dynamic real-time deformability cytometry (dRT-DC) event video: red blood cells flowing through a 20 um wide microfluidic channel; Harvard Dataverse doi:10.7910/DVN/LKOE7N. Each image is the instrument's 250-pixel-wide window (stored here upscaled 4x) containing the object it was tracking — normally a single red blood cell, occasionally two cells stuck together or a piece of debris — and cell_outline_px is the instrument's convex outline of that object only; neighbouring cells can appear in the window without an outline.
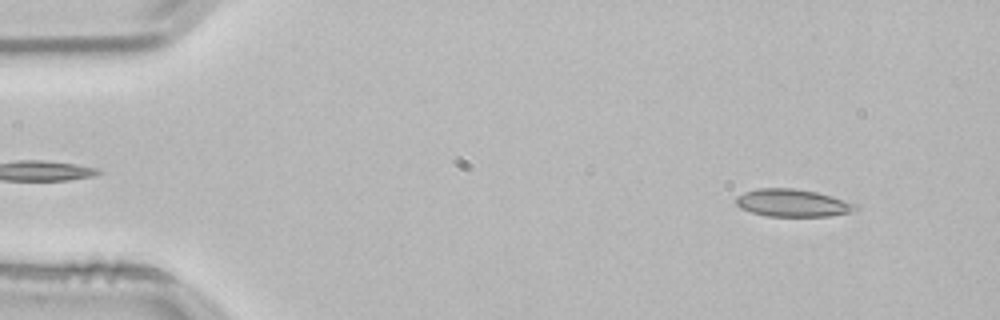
{"species": "common noctule bat (a hibernating species)", "species_latin": "Nyctalus noctula", "temperature_condition": "room temperature", "stored_images_in_passage": 52, "camera_frame_rate_fps": 3000, "um_per_image_px": 0.085, "animal": {"sex": "male", "body_mass_g": 21.5, "forearm_length_mm": 52.0}, "frame": {"image": 1, "passage_image": 4, "time_ms": 1.0, "image_size_px": [1000, 320], "cell_outline_px": [[860, 208], [848, 212], [828, 216], [768, 216], [752, 212], [740, 208], [736, 204], [736, 196], [744, 192], [756, 188], [792, 188], [816, 192], [856, 204]], "centroid_in_image_um": [67.31, 17.24], "position_along_channel_um": 17.7, "area_um2": 18.96}}
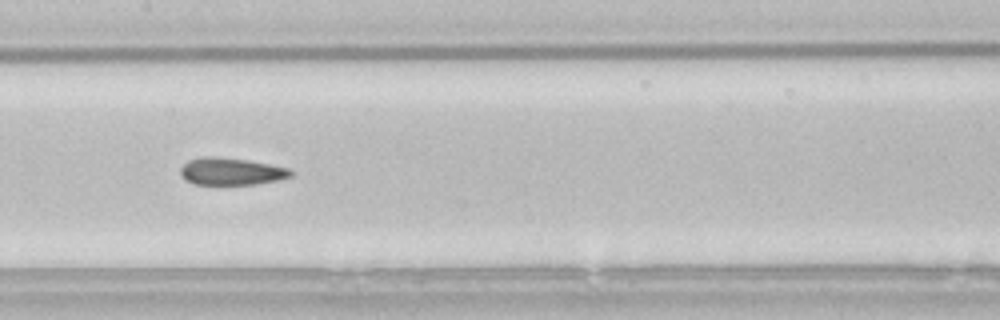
{"frame": {"image": 2, "passage_image": 25, "time_ms": 8.0, "image_size_px": [1000, 320], "cell_outline_px": [[292, 176], [276, 180], [256, 184], [196, 184], [184, 180], [180, 172], [180, 168], [188, 160], [200, 156], [216, 156], [248, 160], [288, 168], [292, 172]], "centroid_in_image_um": [19.6, 14.56], "position_along_channel_um": 187.8, "area_um2": 17.46}}
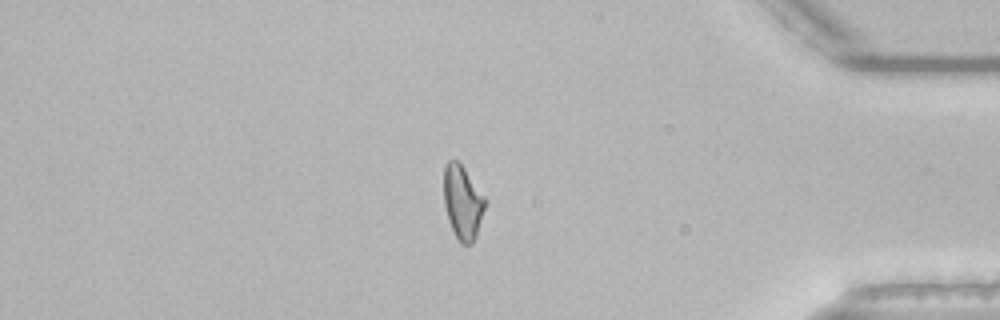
{"frame": {"image": 3, "passage_image": 44, "time_ms": 14.333, "image_size_px": [1000, 320], "cell_outline_px": [[484, 208], [476, 236], [472, 244], [460, 244], [448, 220], [444, 204], [444, 164], [448, 160], [456, 160], [464, 168], [484, 196]], "centroid_in_image_um": [39.29, 17.19], "position_along_channel_um": 395.9, "area_um2": 17.46}, "authors_computed_cell_mechanics": {"area_um2": 18.1203, "velocity_mm_per_s": 3.8055, "shape_relaxation_time_tau1_ms": null, "shape_relaxation_time_tau2_ms": 2.8939, "deformation_change_tau1": null, "deformation_change_tau2": 0.111}}